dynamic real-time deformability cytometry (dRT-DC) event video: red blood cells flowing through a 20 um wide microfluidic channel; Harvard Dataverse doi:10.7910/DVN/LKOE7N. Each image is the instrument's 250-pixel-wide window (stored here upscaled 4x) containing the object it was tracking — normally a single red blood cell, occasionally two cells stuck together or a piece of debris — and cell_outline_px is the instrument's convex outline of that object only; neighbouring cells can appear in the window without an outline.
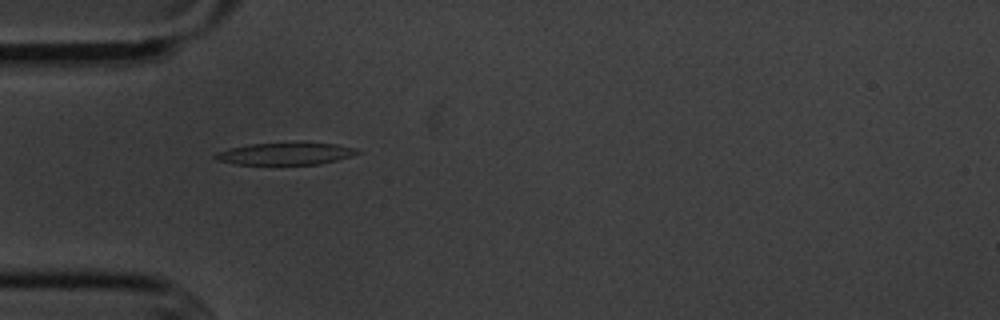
{"species": "common noctule bat (a hibernating species)", "species_latin": "Nyctalus noctula", "temperature_condition": "cold", "stored_images_in_passage": 6, "camera_frame_rate_fps": 3000, "um_per_image_px": 0.085, "animal": {"sex": "male", "body_mass_g": 20.1, "forearm_length_mm": 53.5}, "frame": {"image": 1, "passage_image": 5, "time_ms": 5.0, "image_size_px": [1000, 320], "cell_outline_px": [[360, 152], [336, 160], [320, 164], [236, 164], [216, 160], [212, 156], [216, 152], [228, 148], [248, 144], [296, 140], [304, 140], [336, 144], [356, 148]], "centroid_in_image_um": [24.23, 13.01], "position_along_channel_um": 60.8, "area_um2": 19.13}}
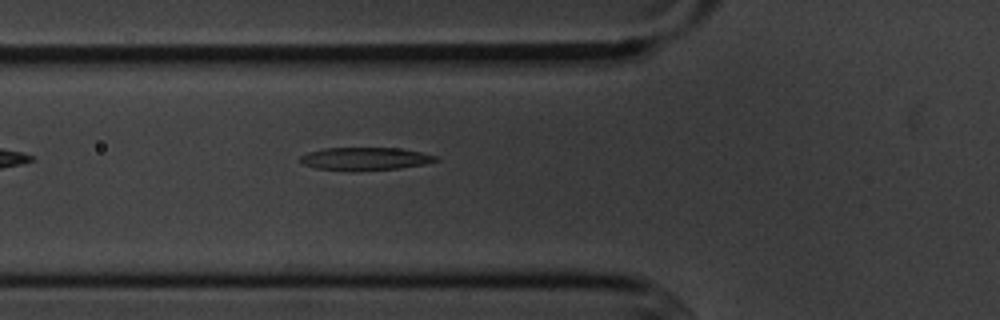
{"frame": {"image": 2, "passage_image": 6, "time_ms": 6.0, "image_size_px": [1000, 320], "cell_outline_px": [[440, 160], [424, 164], [400, 168], [316, 168], [304, 164], [300, 160], [300, 156], [308, 152], [324, 148], [400, 148], [420, 152], [436, 156]], "centroid_in_image_um": [31.08, 13.44], "position_along_channel_um": 94.7, "area_um2": 16.99}}